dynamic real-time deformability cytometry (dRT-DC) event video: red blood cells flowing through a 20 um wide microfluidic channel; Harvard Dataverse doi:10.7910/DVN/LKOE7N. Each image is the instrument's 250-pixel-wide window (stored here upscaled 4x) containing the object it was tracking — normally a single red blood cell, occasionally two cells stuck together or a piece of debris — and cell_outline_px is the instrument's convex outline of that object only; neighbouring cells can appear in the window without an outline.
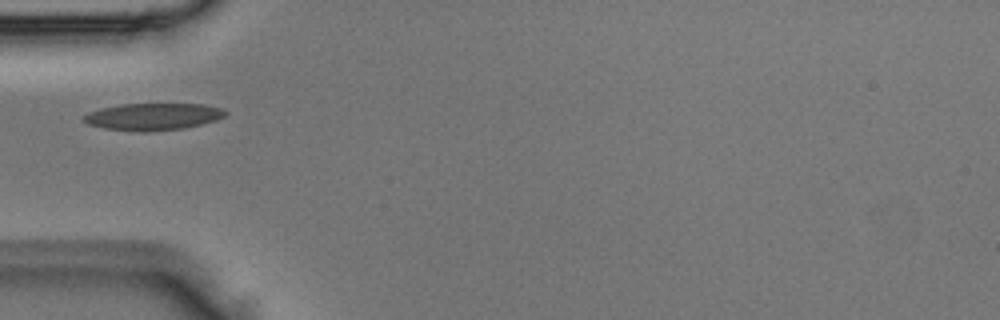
{"species": "Egyptian fruit bat (a non-hibernating species)", "species_latin": "Rousettus aegyptiacus", "temperature_condition": "room temperature", "stored_images_in_passage": 3, "camera_frame_rate_fps": 3000, "um_per_image_px": 0.085, "animal": {"sex": "male"}, "frame": {"image": 1, "passage_image": 1, "time_ms": 0.0, "image_size_px": [1000, 320], "cell_outline_px": [[228, 112], [224, 116], [216, 120], [184, 128], [144, 132], [140, 132], [104, 128], [88, 124], [80, 120], [80, 116], [88, 112], [100, 108], [124, 104], [204, 104], [220, 108]], "centroid_in_image_um": [12.94, 9.91], "position_along_channel_um": 72.1, "area_um2": 22.37}}
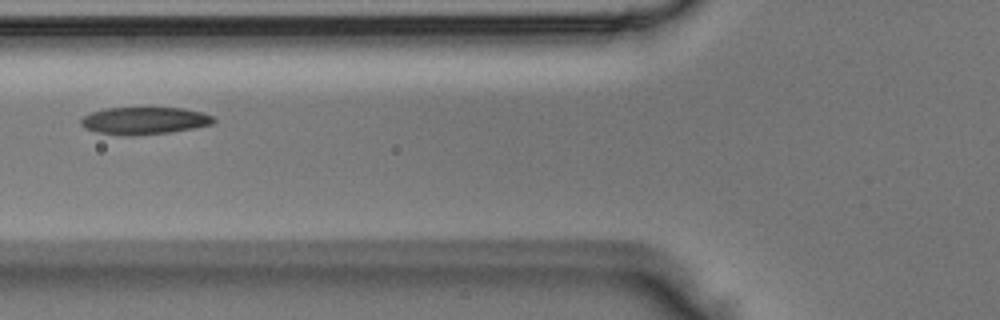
{"frame": {"image": 2, "passage_image": 2, "time_ms": 0.333, "image_size_px": [1000, 320], "cell_outline_px": [[216, 120], [212, 124], [192, 128], [168, 132], [132, 136], [124, 136], [96, 132], [84, 128], [80, 124], [80, 120], [84, 116], [92, 112], [104, 108], [184, 108], [204, 112], [216, 116]], "centroid_in_image_um": [12.28, 10.25], "position_along_channel_um": 113.5, "area_um2": 21.27}}
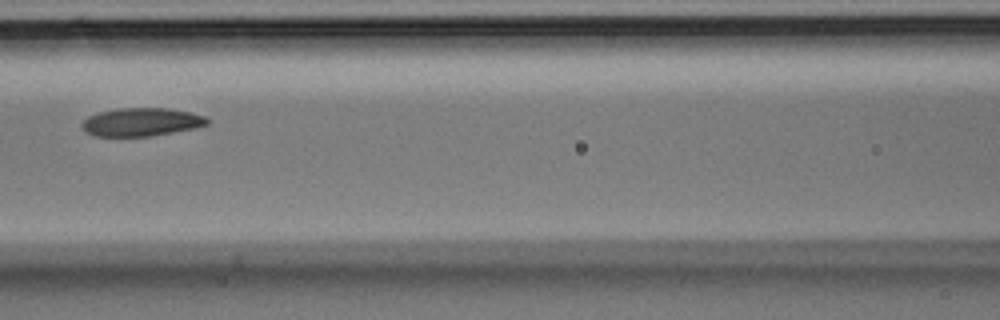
{"frame": {"image": 3, "passage_image": 3, "time_ms": 0.667, "image_size_px": [1000, 320], "cell_outline_px": [[208, 124], [196, 128], [152, 136], [96, 136], [84, 132], [80, 128], [80, 124], [88, 116], [100, 112], [120, 108], [168, 108], [192, 112], [204, 116], [208, 120]], "centroid_in_image_um": [12.0, 10.37], "position_along_channel_um": 154.6, "area_um2": 20.75}}